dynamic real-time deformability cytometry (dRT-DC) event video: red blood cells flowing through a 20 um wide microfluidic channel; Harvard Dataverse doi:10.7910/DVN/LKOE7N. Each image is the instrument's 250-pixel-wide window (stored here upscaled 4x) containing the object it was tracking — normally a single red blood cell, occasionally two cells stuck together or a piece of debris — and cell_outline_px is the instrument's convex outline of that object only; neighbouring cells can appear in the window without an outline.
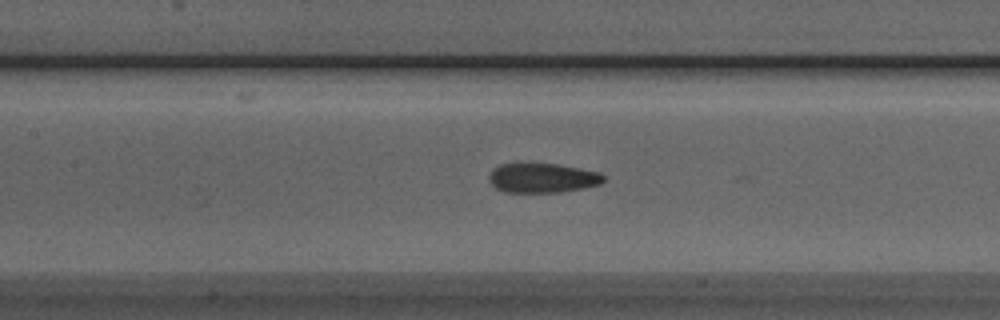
{"species": "Egyptian fruit bat (a non-hibernating species)", "species_latin": "Rousettus aegyptiacus", "temperature_condition": "room temperature", "stored_images_in_passage": 36, "camera_frame_rate_fps": 3000, "um_per_image_px": 0.085, "animal": {"sex": "male"}, "frame": {"image": 1, "passage_image": 14, "time_ms": 4.333, "image_size_px": [1000, 320], "cell_outline_px": [[604, 180], [600, 184], [584, 188], [560, 192], [504, 192], [496, 188], [488, 180], [488, 176], [492, 168], [500, 164], [556, 164], [580, 168], [600, 172], [604, 176]], "centroid_in_image_um": [46.09, 15.13], "position_along_channel_um": 161.3, "area_um2": 19.71}}
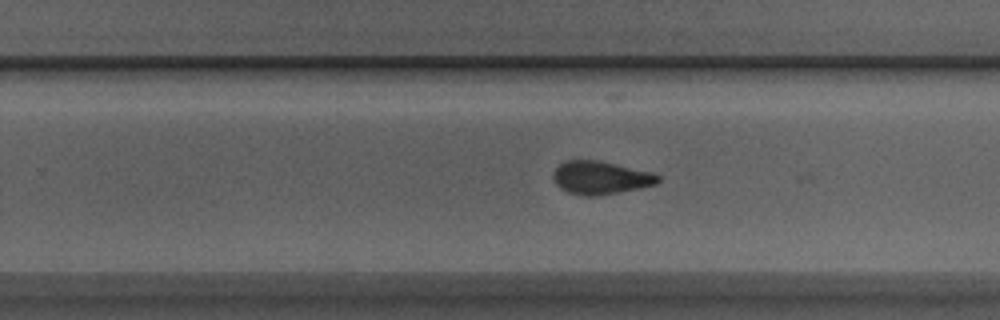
{"frame": {"image": 2, "passage_image": 23, "time_ms": 7.333, "image_size_px": [1000, 320], "cell_outline_px": [[660, 180], [656, 184], [640, 188], [600, 196], [580, 196], [568, 192], [560, 188], [556, 184], [552, 176], [552, 172], [564, 160], [596, 160], [656, 172], [660, 176]], "centroid_in_image_um": [51.06, 15.11], "position_along_channel_um": 278.7, "area_um2": 20.58}}
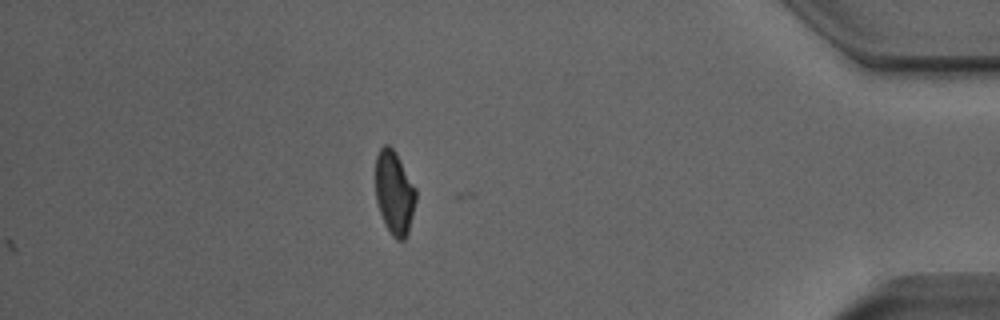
{"frame": {"image": 3, "passage_image": 36, "time_ms": 11.667, "image_size_px": [1000, 320], "cell_outline_px": [[416, 200], [408, 232], [404, 240], [396, 240], [392, 236], [384, 224], [376, 200], [376, 156], [380, 148], [384, 144], [388, 144], [396, 152], [416, 188]], "centroid_in_image_um": [33.52, 16.38], "position_along_channel_um": 401.7, "area_um2": 19.71}, "authors_computed_cell_mechanics": {"area_um2": 20.5768, "velocity_mm_per_s": 3.9316, "shape_relaxation_time_tau1_ms": 5.6456, "shape_relaxation_time_tau2_ms": 1.7205, "deformation_change_tau1": 0.1605, "deformation_change_tau2": 0.0664}}